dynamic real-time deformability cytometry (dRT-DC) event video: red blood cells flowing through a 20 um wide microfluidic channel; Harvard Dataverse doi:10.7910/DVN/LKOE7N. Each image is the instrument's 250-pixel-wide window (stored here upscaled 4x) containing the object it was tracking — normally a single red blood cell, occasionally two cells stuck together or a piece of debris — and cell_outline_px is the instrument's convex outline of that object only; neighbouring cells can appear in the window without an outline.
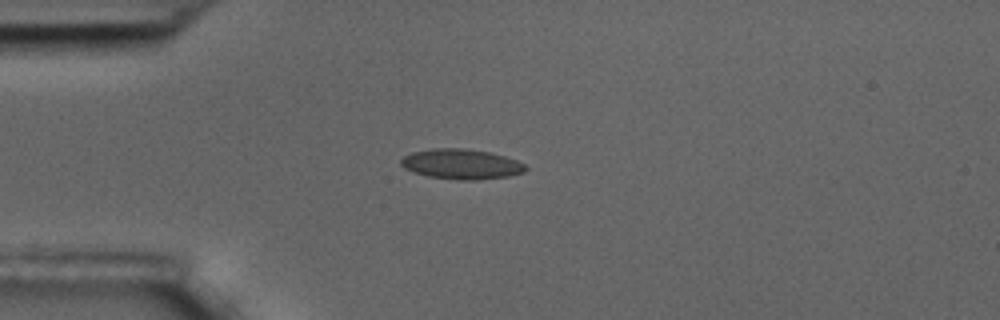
{"species": "common noctule bat (a hibernating species)", "species_latin": "Nyctalus noctula", "temperature_condition": "room temperature", "stored_images_in_passage": 43, "camera_frame_rate_fps": 3000, "um_per_image_px": 0.085, "animal": {"sex": "male", "body_mass_g": 17.5, "forearm_length_mm": 52.3}, "frame": {"image": 1, "passage_image": 1, "time_ms": 0.0, "image_size_px": [1000, 320], "cell_outline_px": [[528, 168], [524, 172], [508, 176], [476, 180], [460, 180], [428, 176], [404, 168], [400, 164], [400, 160], [404, 156], [412, 152], [432, 148], [464, 148], [488, 152], [504, 156], [516, 160], [524, 164]], "centroid_in_image_um": [39.21, 13.94], "position_along_channel_um": 45.8, "area_um2": 21.73}}
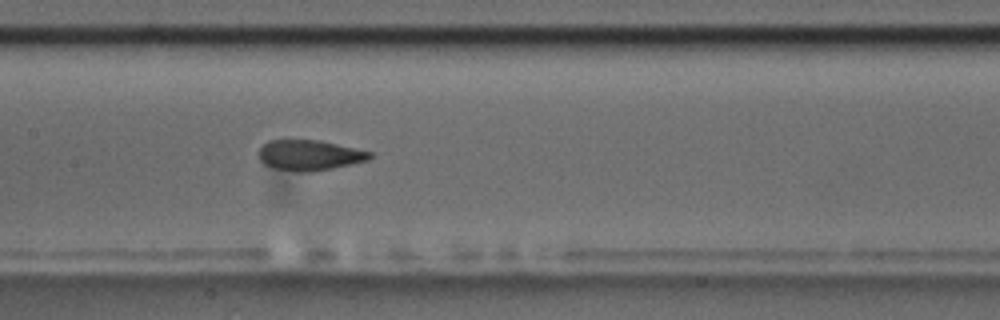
{"frame": {"image": 2, "passage_image": 14, "time_ms": 4.333, "image_size_px": [1000, 320], "cell_outline_px": [[372, 156], [368, 160], [332, 168], [312, 172], [296, 172], [272, 168], [264, 164], [260, 160], [256, 152], [268, 140], [320, 140], [372, 152]], "centroid_in_image_um": [26.25, 13.19], "position_along_channel_um": 181.1, "area_um2": 19.83}}
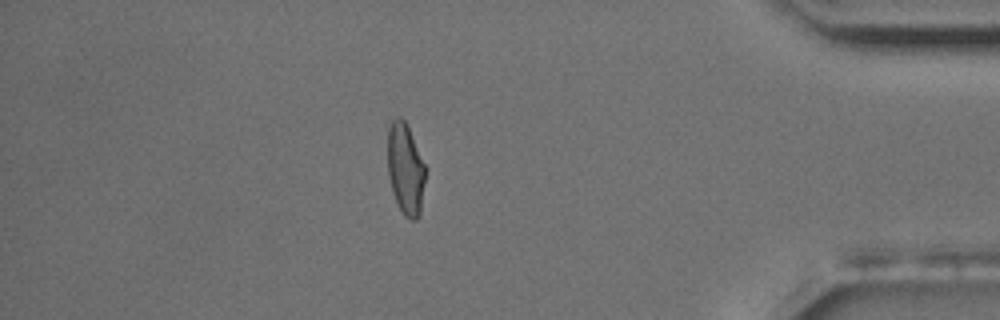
{"frame": {"image": 3, "passage_image": 36, "time_ms": 11.667, "image_size_px": [1000, 320], "cell_outline_px": [[424, 180], [420, 216], [416, 220], [412, 220], [404, 216], [392, 192], [388, 176], [388, 128], [392, 120], [396, 116], [400, 116], [408, 124], [424, 164]], "centroid_in_image_um": [34.45, 14.34], "position_along_channel_um": 400.8, "area_um2": 20.06}, "authors_computed_cell_mechanics": {"area_um2": 20.4612, "velocity_mm_per_s": 3.5239, "shape_relaxation_time_tau1_ms": 7.0022, "shape_relaxation_time_tau2_ms": 1.1924, "deformation_change_tau1": 0.1712, "deformation_change_tau2": 0.0589}}